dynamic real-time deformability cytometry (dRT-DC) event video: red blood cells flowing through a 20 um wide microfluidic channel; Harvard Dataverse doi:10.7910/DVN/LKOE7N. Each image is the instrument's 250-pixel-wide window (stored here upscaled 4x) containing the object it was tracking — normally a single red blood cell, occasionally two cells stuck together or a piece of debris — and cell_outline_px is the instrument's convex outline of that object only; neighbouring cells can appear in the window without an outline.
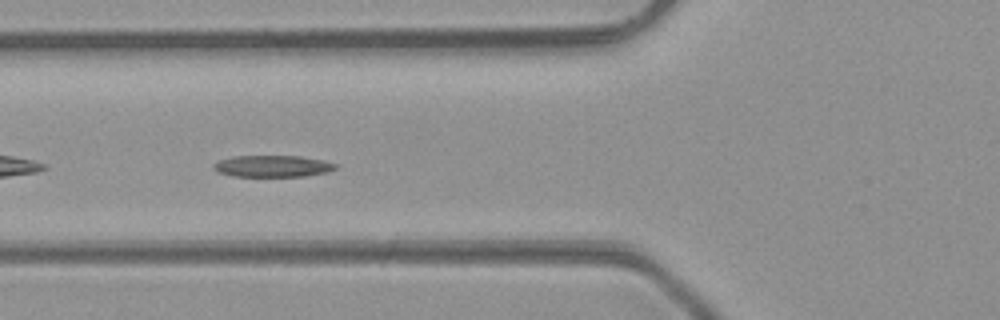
{"species": "common noctule bat (a hibernating species)", "species_latin": "Nyctalus noctula", "temperature_condition": "room temperature", "stored_images_in_passage": 35, "camera_frame_rate_fps": 3000, "um_per_image_px": 0.085, "animal": {"sex": "male", "body_mass_g": 23.1, "forearm_length_mm": 52.7}, "frame": {"image": 1, "passage_image": 4, "time_ms": 1.0, "image_size_px": [1000, 320], "cell_outline_px": [[340, 164], [336, 168], [328, 172], [304, 176], [232, 176], [216, 172], [212, 168], [212, 164], [216, 160], [232, 156], [300, 156]], "centroid_in_image_um": [23.11, 14.12], "position_along_channel_um": 102.7, "area_um2": 15.55}}
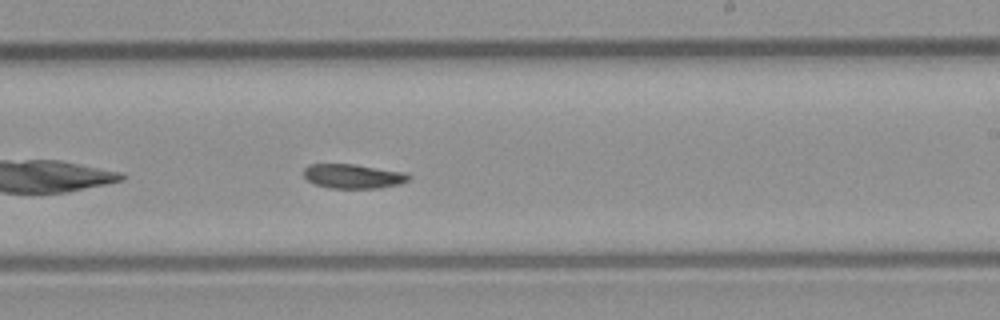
{"frame": {"image": 2, "passage_image": 15, "time_ms": 4.667, "image_size_px": [1000, 320], "cell_outline_px": [[412, 176], [408, 180], [400, 184], [380, 188], [328, 188], [312, 184], [304, 176], [304, 168], [308, 164], [356, 164], [408, 172]], "centroid_in_image_um": [30.04, 14.97], "position_along_channel_um": 259.0, "area_um2": 15.26}}
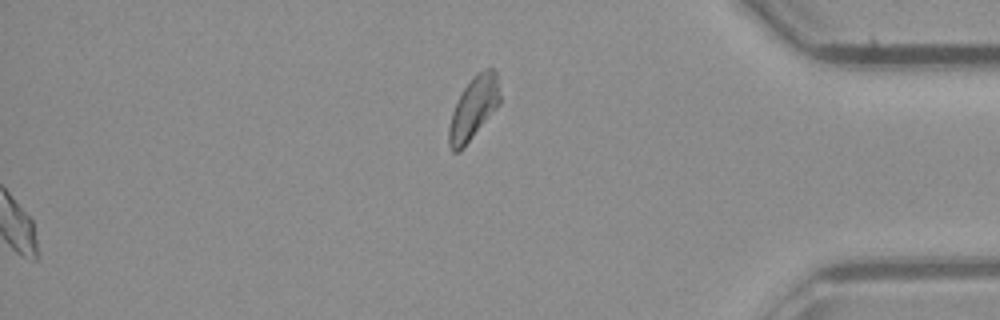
{"frame": {"image": 3, "passage_image": 35, "time_ms": 11.333, "image_size_px": [1000, 320], "cell_outline_px": [[500, 104], [464, 148], [460, 152], [452, 152], [448, 144], [448, 128], [452, 112], [464, 88], [476, 72], [484, 68], [492, 68], [496, 72], [500, 96]], "centroid_in_image_um": [40.25, 9.22], "position_along_channel_um": 395.0, "area_um2": 18.67}, "authors_computed_cell_mechanics": {"area_um2": 15.5482, "velocity_mm_per_s": 4.2612, "shape_relaxation_time_tau1_ms": 2.8069, "shape_relaxation_time_tau2_ms": 4.2378, "deformation_change_tau1": 0.117, "deformation_change_tau2": 0.1024}}